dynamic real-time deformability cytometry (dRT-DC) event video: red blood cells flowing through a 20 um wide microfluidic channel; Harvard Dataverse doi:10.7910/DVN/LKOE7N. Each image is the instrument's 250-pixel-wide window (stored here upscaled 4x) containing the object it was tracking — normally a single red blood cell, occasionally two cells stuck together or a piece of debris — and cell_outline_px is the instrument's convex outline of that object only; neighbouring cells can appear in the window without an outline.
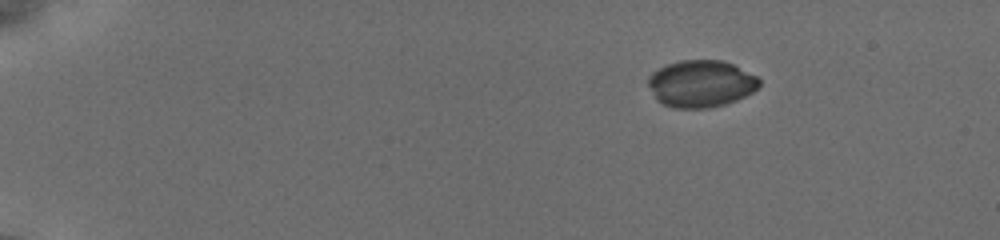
{"species": "common noctule bat (a hibernating species)", "species_latin": "Nyctalus noctula", "temperature_condition": "cold", "stored_images_in_passage": 8, "camera_frame_rate_fps": 3000, "um_per_image_px": 0.085, "animal": {"sex": "female", "body_mass_g": 19.5, "forearm_length_mm": 54.1}, "frame": {"image": 1, "passage_image": 1, "time_ms": 0.0, "image_size_px": [1000, 240], "cell_outline_px": [[760, 84], [752, 92], [736, 100], [724, 104], [708, 108], [672, 108], [656, 100], [648, 84], [648, 76], [652, 72], [668, 64], [680, 60], [724, 60], [756, 76], [760, 80]], "centroid_in_image_um": [59.56, 7.11], "position_along_channel_um": 25.4, "area_um2": 30.29}}